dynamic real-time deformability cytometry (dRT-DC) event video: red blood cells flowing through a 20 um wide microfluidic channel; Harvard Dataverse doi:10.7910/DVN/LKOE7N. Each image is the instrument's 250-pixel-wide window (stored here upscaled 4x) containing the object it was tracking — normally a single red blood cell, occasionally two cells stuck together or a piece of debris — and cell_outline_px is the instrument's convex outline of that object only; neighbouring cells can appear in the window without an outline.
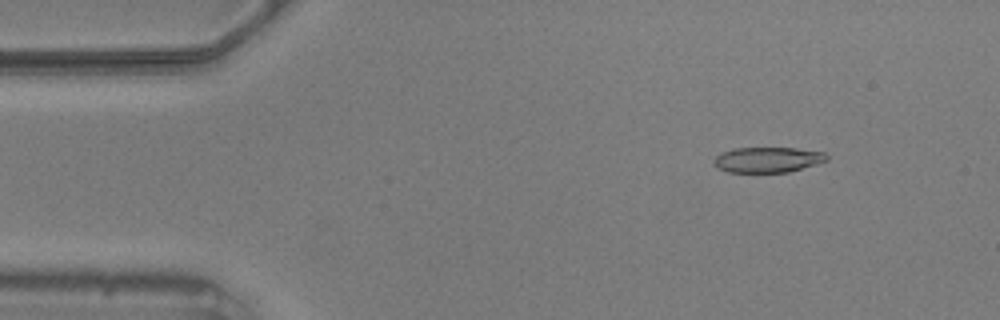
{"species": "common noctule bat (a hibernating species)", "species_latin": "Nyctalus noctula", "temperature_condition": "warm", "stored_images_in_passage": 56, "camera_frame_rate_fps": 3000, "um_per_image_px": 0.085, "animal": {"sex": "male", "body_mass_g": 20.5, "forearm_length_mm": 52.5}, "frame": {"image": 1, "passage_image": 7, "time_ms": 2.0, "image_size_px": [1000, 320], "cell_outline_px": [[828, 160], [816, 164], [788, 172], [728, 172], [712, 164], [712, 160], [720, 152], [732, 148], [796, 148], [824, 152], [828, 156]], "centroid_in_image_um": [65.22, 13.57], "position_along_channel_um": 19.8, "area_um2": 16.76}}
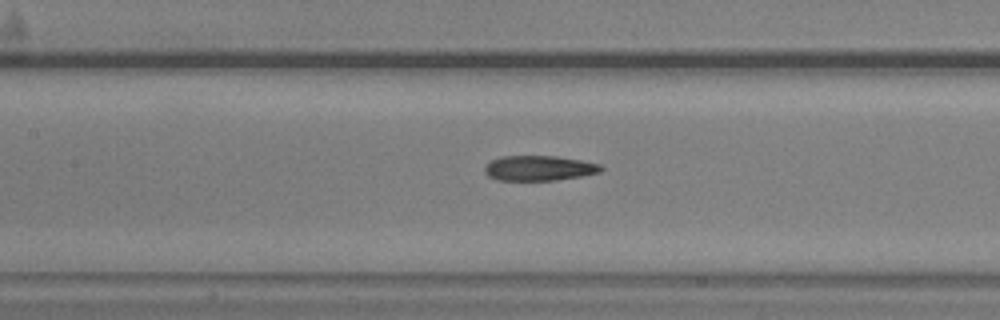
{"frame": {"image": 2, "passage_image": 25, "time_ms": 8.0, "image_size_px": [1000, 320], "cell_outline_px": [[604, 168], [600, 172], [580, 176], [556, 180], [496, 180], [488, 176], [484, 172], [484, 168], [492, 160], [500, 156], [556, 156], [580, 160], [600, 164]], "centroid_in_image_um": [45.81, 14.29], "position_along_channel_um": 161.6, "area_um2": 16.94}}
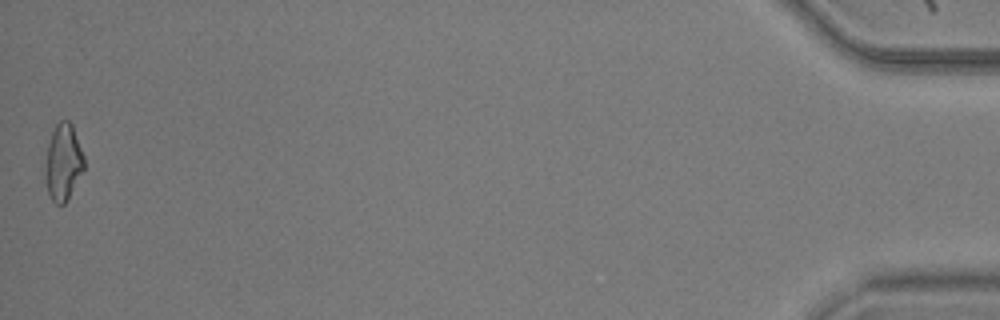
{"frame": {"image": 3, "passage_image": 56, "time_ms": 18.333, "image_size_px": [1000, 320], "cell_outline_px": [[84, 168], [64, 204], [56, 204], [52, 200], [48, 192], [44, 172], [48, 144], [52, 132], [56, 124], [60, 120], [68, 120], [72, 124], [84, 156]], "centroid_in_image_um": [5.36, 13.76], "position_along_channel_um": 429.8, "area_um2": 17.05}, "authors_computed_cell_mechanics": {"area_um2": 17.4556, "velocity_mm_per_s": 3.5891, "shape_relaxation_time_tau1_ms": null, "shape_relaxation_time_tau2_ms": 6.1539, "deformation_change_tau1": null, "deformation_change_tau2": 0.1663}}